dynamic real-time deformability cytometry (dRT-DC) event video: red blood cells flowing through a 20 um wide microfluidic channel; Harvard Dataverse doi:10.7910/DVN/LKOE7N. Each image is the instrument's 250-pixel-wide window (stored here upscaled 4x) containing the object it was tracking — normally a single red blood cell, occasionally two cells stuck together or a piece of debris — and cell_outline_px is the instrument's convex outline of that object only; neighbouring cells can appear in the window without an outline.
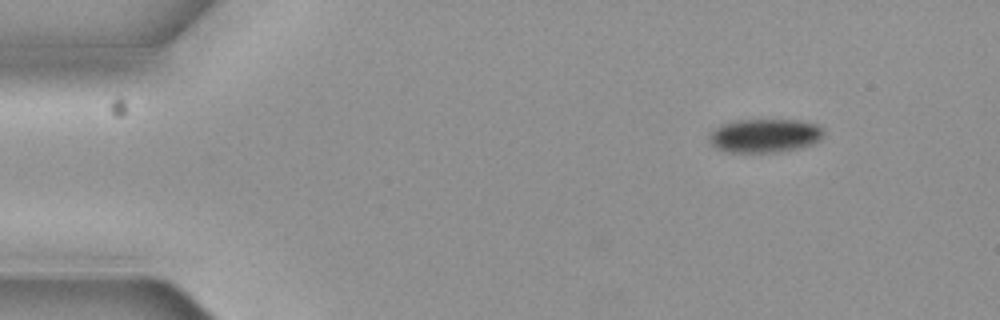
{"species": "common noctule bat (a hibernating species)", "species_latin": "Nyctalus noctula", "temperature_condition": "cold", "stored_images_in_passage": 3, "camera_frame_rate_fps": 3000, "um_per_image_px": 0.085, "animal": {"sex": "female", "body_mass_g": 19.3, "forearm_length_mm": 54.1}, "frame": {"image": 1, "passage_image": 1, "time_ms": 0.0, "image_size_px": [1000, 320], "cell_outline_px": [[824, 136], [808, 144], [796, 148], [772, 152], [728, 152], [716, 148], [708, 140], [708, 132], [720, 124], [736, 120], [808, 120], [820, 124], [824, 128]], "centroid_in_image_um": [64.97, 11.5], "position_along_channel_um": 20.0, "area_um2": 22.66}}
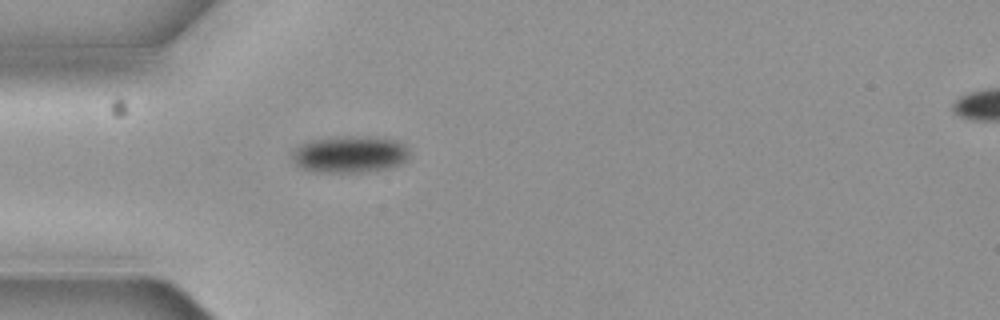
{"frame": {"image": 2, "passage_image": 3, "time_ms": 0.667, "image_size_px": [1000, 320], "cell_outline_px": [[408, 156], [400, 164], [388, 168], [364, 172], [316, 172], [300, 168], [288, 156], [292, 148], [296, 144], [308, 140], [328, 136], [376, 136], [400, 140], [408, 148]], "centroid_in_image_um": [29.64, 13.08], "position_along_channel_um": 55.4, "area_um2": 26.18}}